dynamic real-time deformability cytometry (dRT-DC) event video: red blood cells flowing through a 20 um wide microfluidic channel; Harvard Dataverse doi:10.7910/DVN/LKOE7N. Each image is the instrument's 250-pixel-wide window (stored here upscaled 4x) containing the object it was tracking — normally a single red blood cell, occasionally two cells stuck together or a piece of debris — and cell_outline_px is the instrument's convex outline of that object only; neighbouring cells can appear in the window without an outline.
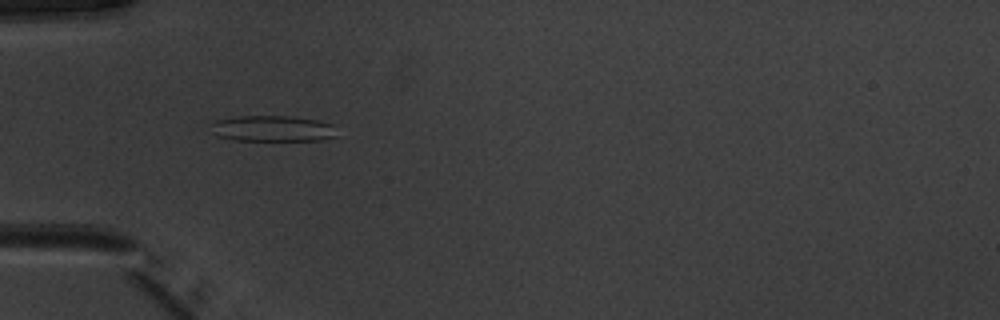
{"species": "common noctule bat (a hibernating species)", "species_latin": "Nyctalus noctula", "temperature_condition": "warm", "stored_images_in_passage": 22, "camera_frame_rate_fps": 3000, "um_per_image_px": 0.085, "animal": {"sex": "male", "body_mass_g": 20.1, "forearm_length_mm": 53.5}, "frame": {"image": 1, "passage_image": 3, "time_ms": 0.667, "image_size_px": [1000, 320], "cell_outline_px": [[340, 136], [320, 140], [236, 140], [216, 136], [212, 124], [216, 120], [240, 116], [288, 116], [316, 120], [332, 124]], "centroid_in_image_um": [23.24, 10.93], "position_along_channel_um": 61.8, "area_um2": 18.9}}
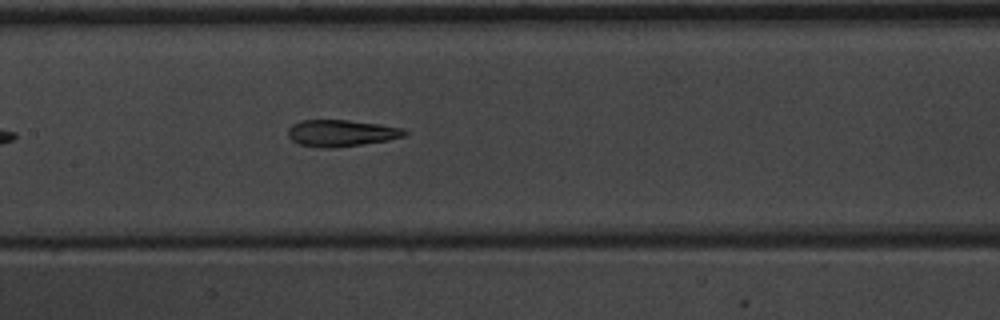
{"frame": {"image": 2, "passage_image": 12, "time_ms": 3.667, "image_size_px": [1000, 320], "cell_outline_px": [[408, 132], [404, 136], [388, 140], [332, 148], [324, 148], [300, 144], [292, 140], [288, 136], [288, 128], [292, 124], [300, 120], [348, 120], [380, 124], [404, 128]], "centroid_in_image_um": [29.0, 11.3], "position_along_channel_um": 178.4, "area_um2": 18.03}}
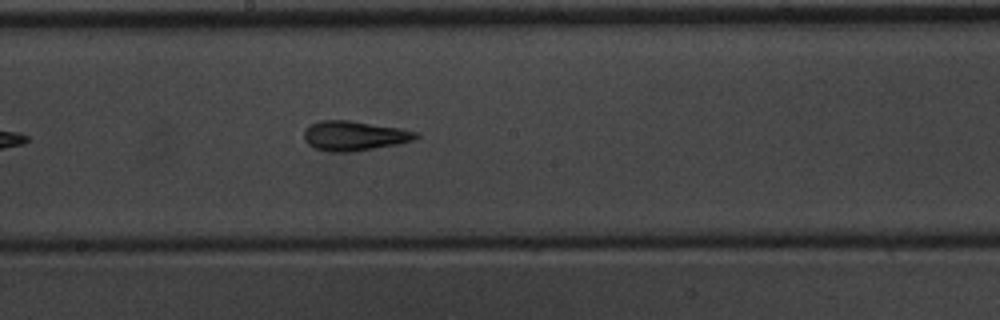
{"frame": {"image": 3, "passage_image": 15, "time_ms": 4.667, "image_size_px": [1000, 320], "cell_outline_px": [[420, 136], [412, 140], [400, 144], [352, 152], [328, 152], [316, 148], [308, 144], [304, 140], [304, 132], [312, 124], [320, 120], [348, 120], [400, 128], [416, 132]], "centroid_in_image_um": [30.12, 11.55], "position_along_channel_um": 218.1, "area_um2": 19.31}}